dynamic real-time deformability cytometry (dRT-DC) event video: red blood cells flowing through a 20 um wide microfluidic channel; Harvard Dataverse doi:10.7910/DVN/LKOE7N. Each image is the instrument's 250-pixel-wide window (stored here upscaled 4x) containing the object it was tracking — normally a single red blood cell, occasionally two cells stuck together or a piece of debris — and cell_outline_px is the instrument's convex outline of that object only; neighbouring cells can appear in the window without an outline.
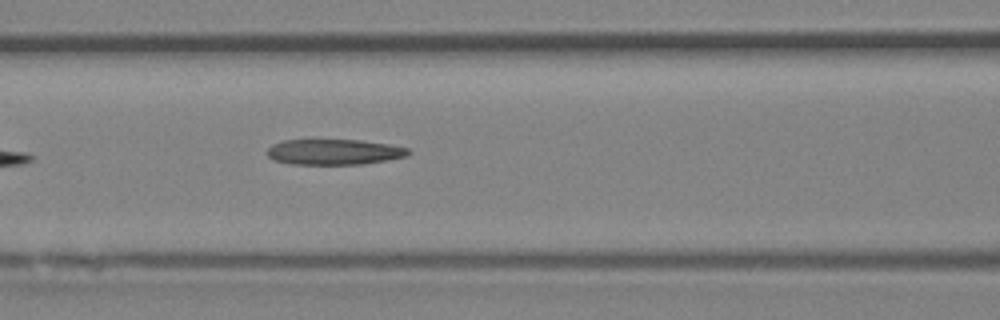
{"species": "Egyptian fruit bat (a non-hibernating species)", "species_latin": "Rousettus aegyptiacus", "temperature_condition": "room temperature", "stored_images_in_passage": 5, "camera_frame_rate_fps": 3000, "um_per_image_px": 0.085, "animal": {"sex": "female"}, "frame": {"image": 1, "passage_image": 5, "time_ms": 1.333, "image_size_px": [1000, 320], "cell_outline_px": [[412, 152], [408, 156], [388, 160], [364, 164], [292, 164], [272, 160], [268, 156], [268, 148], [272, 144], [284, 140], [360, 140], [388, 144], [408, 148]], "centroid_in_image_um": [28.42, 12.92], "position_along_channel_um": 138.2, "area_um2": 21.1}}